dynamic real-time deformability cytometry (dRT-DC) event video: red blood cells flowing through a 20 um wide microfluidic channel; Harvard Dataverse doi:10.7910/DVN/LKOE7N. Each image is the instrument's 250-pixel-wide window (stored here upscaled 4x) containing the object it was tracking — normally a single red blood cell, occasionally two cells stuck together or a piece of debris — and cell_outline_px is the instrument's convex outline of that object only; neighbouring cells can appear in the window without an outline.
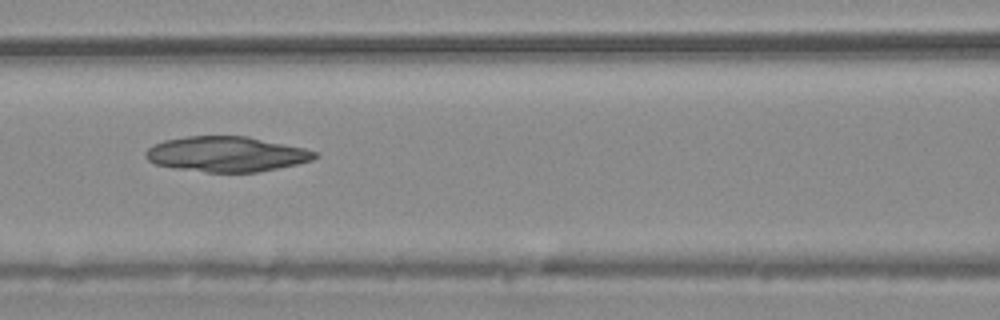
{"species": "common noctule bat (a hibernating species)", "species_latin": "Nyctalus noctula", "temperature_condition": "warm", "stored_images_in_passage": 45, "camera_frame_rate_fps": 3000, "um_per_image_px": 0.085, "animal": {"sex": "male", "body_mass_g": 20.4}, "frame": {"image": 1, "passage_image": 15, "time_ms": 4.667, "image_size_px": [1000, 320], "cell_outline_px": [[320, 156], [312, 160], [296, 164], [256, 172], [208, 172], [176, 168], [156, 164], [148, 160], [144, 156], [144, 152], [152, 144], [164, 140], [188, 136], [248, 136], [304, 148], [320, 152]], "centroid_in_image_um": [19.25, 13.09], "position_along_channel_um": 147.3, "area_um2": 34.74}}
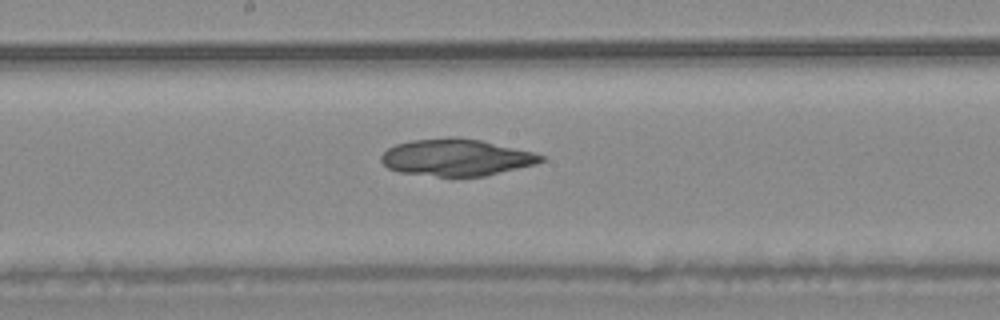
{"frame": {"image": 2, "passage_image": 20, "time_ms": 6.333, "image_size_px": [1000, 320], "cell_outline_px": [[544, 160], [536, 164], [484, 176], [436, 176], [400, 172], [388, 168], [380, 160], [380, 156], [388, 148], [396, 144], [412, 140], [452, 136], [456, 136], [480, 140], [532, 152], [544, 156]], "centroid_in_image_um": [38.75, 13.37], "position_along_channel_um": 209.4, "area_um2": 34.16}}